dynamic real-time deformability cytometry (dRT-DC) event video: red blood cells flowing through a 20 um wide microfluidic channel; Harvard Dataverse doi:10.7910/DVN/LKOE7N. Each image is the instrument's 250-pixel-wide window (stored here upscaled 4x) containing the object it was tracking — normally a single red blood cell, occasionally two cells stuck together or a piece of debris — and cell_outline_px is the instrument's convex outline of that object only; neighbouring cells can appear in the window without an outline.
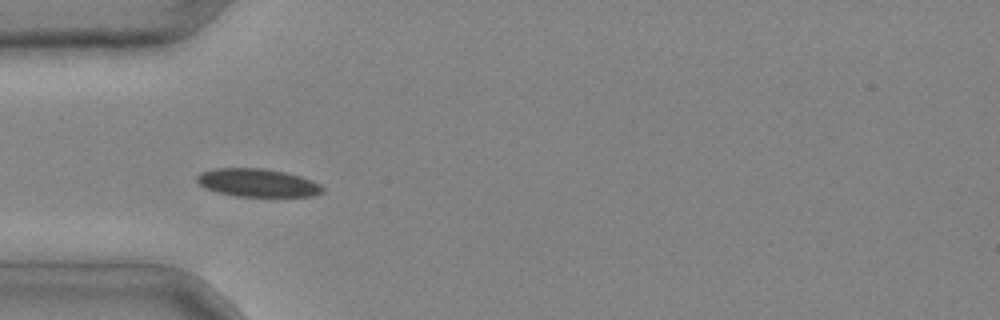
{"species": "common noctule bat (a hibernating species)", "species_latin": "Nyctalus noctula", "temperature_condition": "cold", "stored_images_in_passage": 6, "camera_frame_rate_fps": 3000, "um_per_image_px": 0.085, "animal": {"sex": "male", "body_mass_g": 20.4}, "frame": {"image": 1, "passage_image": 5, "time_ms": 1.333, "image_size_px": [1000, 320], "cell_outline_px": [[324, 192], [312, 196], [236, 196], [216, 192], [204, 188], [196, 180], [196, 176], [200, 172], [216, 168], [264, 168], [284, 172], [300, 176], [312, 180], [320, 184], [324, 188]], "centroid_in_image_um": [21.88, 15.53], "position_along_channel_um": 63.1, "area_um2": 20.63}}